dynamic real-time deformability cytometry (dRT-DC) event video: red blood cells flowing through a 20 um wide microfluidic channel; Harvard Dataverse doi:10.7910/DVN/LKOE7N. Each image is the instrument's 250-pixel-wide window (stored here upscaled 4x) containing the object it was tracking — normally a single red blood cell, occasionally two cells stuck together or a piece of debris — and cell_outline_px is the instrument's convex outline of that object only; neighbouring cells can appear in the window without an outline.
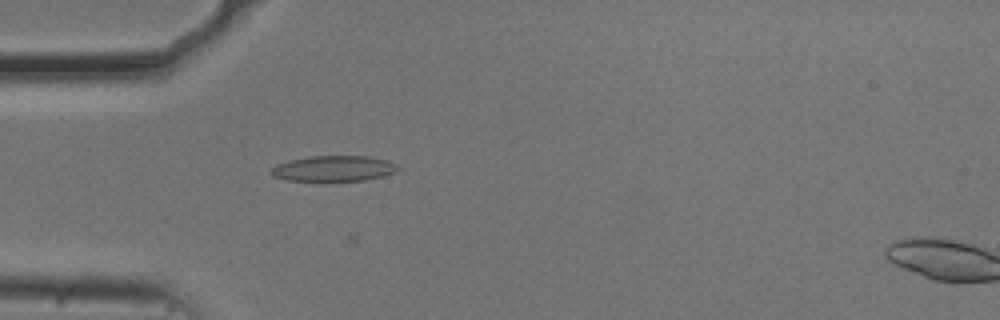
{"species": "common noctule bat (a hibernating species)", "species_latin": "Nyctalus noctula", "temperature_condition": "cold", "stored_images_in_passage": 37, "camera_frame_rate_fps": 3000, "um_per_image_px": 0.085, "animal": {"sex": "male", "body_mass_g": 20.5, "forearm_length_mm": 52.5}, "frame": {"image": 1, "passage_image": 16, "time_ms": 5.0, "image_size_px": [1000, 320], "cell_outline_px": [[400, 168], [396, 172], [364, 180], [288, 180], [272, 176], [268, 172], [276, 164], [292, 160], [312, 156], [368, 156], [384, 160], [396, 164]], "centroid_in_image_um": [28.34, 14.32], "position_along_channel_um": 56.7, "area_um2": 18.55}}
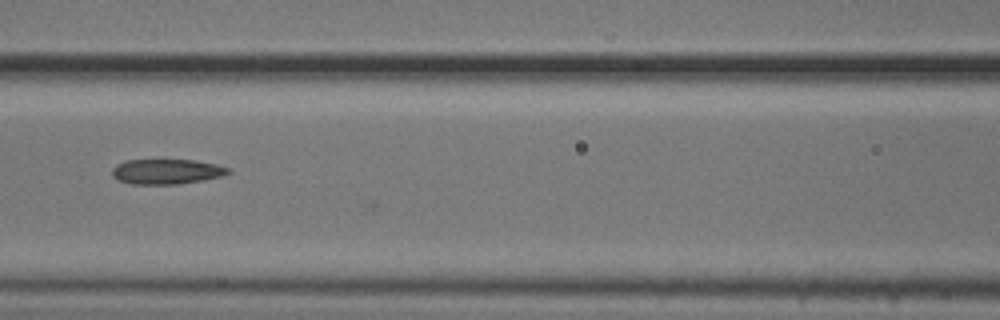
{"frame": {"image": 2, "passage_image": 24, "time_ms": 7.667, "image_size_px": [1000, 320], "cell_outline_px": [[232, 172], [224, 176], [204, 180], [176, 184], [132, 184], [116, 180], [112, 176], [112, 168], [116, 164], [124, 160], [160, 156], [196, 160], [216, 164], [232, 168]], "centroid_in_image_um": [14.15, 14.52], "position_along_channel_um": 152.4, "area_um2": 18.32}}
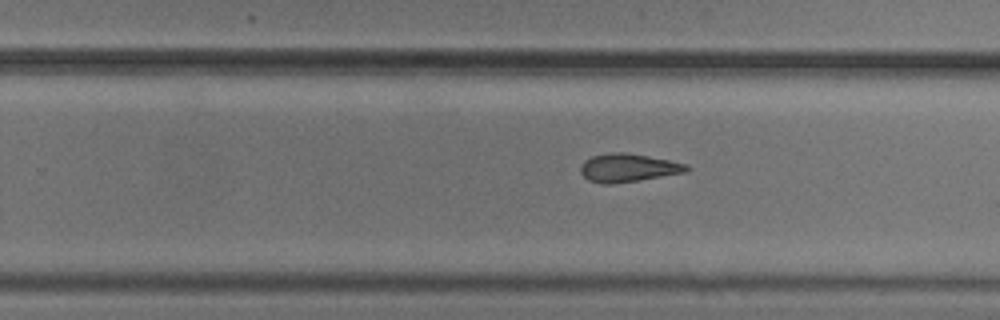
{"frame": {"image": 3, "passage_image": 34, "time_ms": 11.0, "image_size_px": [1000, 320], "cell_outline_px": [[692, 168], [684, 172], [612, 184], [600, 184], [588, 180], [580, 172], [580, 168], [584, 160], [592, 156], [612, 152], [624, 152], [648, 156], [688, 164]], "centroid_in_image_um": [53.35, 14.26], "position_along_channel_um": 276.4, "area_um2": 17.28}}